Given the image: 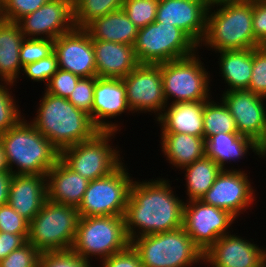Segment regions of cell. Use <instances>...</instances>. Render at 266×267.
Wrapping results in <instances>:
<instances>
[{
  "label": "cell",
  "mask_w": 266,
  "mask_h": 267,
  "mask_svg": "<svg viewBox=\"0 0 266 267\" xmlns=\"http://www.w3.org/2000/svg\"><path fill=\"white\" fill-rule=\"evenodd\" d=\"M202 46L215 52L260 47L253 33V2L212 1Z\"/></svg>",
  "instance_id": "7a4b0ae2"
},
{
  "label": "cell",
  "mask_w": 266,
  "mask_h": 267,
  "mask_svg": "<svg viewBox=\"0 0 266 267\" xmlns=\"http://www.w3.org/2000/svg\"><path fill=\"white\" fill-rule=\"evenodd\" d=\"M253 93L266 98V47L253 49V68L249 88Z\"/></svg>",
  "instance_id": "f35d334b"
},
{
  "label": "cell",
  "mask_w": 266,
  "mask_h": 267,
  "mask_svg": "<svg viewBox=\"0 0 266 267\" xmlns=\"http://www.w3.org/2000/svg\"><path fill=\"white\" fill-rule=\"evenodd\" d=\"M134 181L124 214L129 240L139 236L173 231L183 227L184 200L167 179Z\"/></svg>",
  "instance_id": "6da1fadb"
},
{
  "label": "cell",
  "mask_w": 266,
  "mask_h": 267,
  "mask_svg": "<svg viewBox=\"0 0 266 267\" xmlns=\"http://www.w3.org/2000/svg\"><path fill=\"white\" fill-rule=\"evenodd\" d=\"M232 114L237 132L256 143L266 128V98L249 90L225 91L220 98Z\"/></svg>",
  "instance_id": "ac0fdd59"
},
{
  "label": "cell",
  "mask_w": 266,
  "mask_h": 267,
  "mask_svg": "<svg viewBox=\"0 0 266 267\" xmlns=\"http://www.w3.org/2000/svg\"><path fill=\"white\" fill-rule=\"evenodd\" d=\"M124 162L107 176L89 181L77 208L80 217L124 216L134 182Z\"/></svg>",
  "instance_id": "8fae6325"
},
{
  "label": "cell",
  "mask_w": 266,
  "mask_h": 267,
  "mask_svg": "<svg viewBox=\"0 0 266 267\" xmlns=\"http://www.w3.org/2000/svg\"><path fill=\"white\" fill-rule=\"evenodd\" d=\"M92 40H103L133 46L139 29L122 9L95 19L85 28Z\"/></svg>",
  "instance_id": "83f0119b"
},
{
  "label": "cell",
  "mask_w": 266,
  "mask_h": 267,
  "mask_svg": "<svg viewBox=\"0 0 266 267\" xmlns=\"http://www.w3.org/2000/svg\"><path fill=\"white\" fill-rule=\"evenodd\" d=\"M248 150L257 155V143L239 133H218L205 140L206 156L221 169H229L228 166L225 167L226 164H232L230 162L236 160L239 162V159L245 158L249 153Z\"/></svg>",
  "instance_id": "484cf974"
},
{
  "label": "cell",
  "mask_w": 266,
  "mask_h": 267,
  "mask_svg": "<svg viewBox=\"0 0 266 267\" xmlns=\"http://www.w3.org/2000/svg\"><path fill=\"white\" fill-rule=\"evenodd\" d=\"M81 78L71 72L58 69L45 85L46 93L68 99Z\"/></svg>",
  "instance_id": "b9f144b4"
},
{
  "label": "cell",
  "mask_w": 266,
  "mask_h": 267,
  "mask_svg": "<svg viewBox=\"0 0 266 267\" xmlns=\"http://www.w3.org/2000/svg\"><path fill=\"white\" fill-rule=\"evenodd\" d=\"M261 247L230 233L203 253V263L209 267H261L266 262V248Z\"/></svg>",
  "instance_id": "e0dca14e"
},
{
  "label": "cell",
  "mask_w": 266,
  "mask_h": 267,
  "mask_svg": "<svg viewBox=\"0 0 266 267\" xmlns=\"http://www.w3.org/2000/svg\"><path fill=\"white\" fill-rule=\"evenodd\" d=\"M4 171H10L7 160H6V154L4 151V147L2 143L0 142V172Z\"/></svg>",
  "instance_id": "681fc988"
},
{
  "label": "cell",
  "mask_w": 266,
  "mask_h": 267,
  "mask_svg": "<svg viewBox=\"0 0 266 267\" xmlns=\"http://www.w3.org/2000/svg\"><path fill=\"white\" fill-rule=\"evenodd\" d=\"M97 77L123 79L139 64L133 46L92 40Z\"/></svg>",
  "instance_id": "7402d4cb"
},
{
  "label": "cell",
  "mask_w": 266,
  "mask_h": 267,
  "mask_svg": "<svg viewBox=\"0 0 266 267\" xmlns=\"http://www.w3.org/2000/svg\"><path fill=\"white\" fill-rule=\"evenodd\" d=\"M236 219L227 210L201 200L186 201L183 206V228L203 253L220 237L231 233L229 228Z\"/></svg>",
  "instance_id": "7c38bea8"
},
{
  "label": "cell",
  "mask_w": 266,
  "mask_h": 267,
  "mask_svg": "<svg viewBox=\"0 0 266 267\" xmlns=\"http://www.w3.org/2000/svg\"><path fill=\"white\" fill-rule=\"evenodd\" d=\"M38 267H93L72 248L40 253Z\"/></svg>",
  "instance_id": "e575fe53"
},
{
  "label": "cell",
  "mask_w": 266,
  "mask_h": 267,
  "mask_svg": "<svg viewBox=\"0 0 266 267\" xmlns=\"http://www.w3.org/2000/svg\"><path fill=\"white\" fill-rule=\"evenodd\" d=\"M249 176L243 169H222L211 188L200 199L203 203L230 212L238 218L256 201ZM255 198V199H254Z\"/></svg>",
  "instance_id": "5bb4252c"
},
{
  "label": "cell",
  "mask_w": 266,
  "mask_h": 267,
  "mask_svg": "<svg viewBox=\"0 0 266 267\" xmlns=\"http://www.w3.org/2000/svg\"><path fill=\"white\" fill-rule=\"evenodd\" d=\"M14 85L16 84L12 82H3L0 85V135L15 126L24 117L18 109L19 105L16 104L18 101L15 96H12L11 86Z\"/></svg>",
  "instance_id": "d6a6232c"
},
{
  "label": "cell",
  "mask_w": 266,
  "mask_h": 267,
  "mask_svg": "<svg viewBox=\"0 0 266 267\" xmlns=\"http://www.w3.org/2000/svg\"><path fill=\"white\" fill-rule=\"evenodd\" d=\"M12 177L13 174L10 171L0 172V206L8 203Z\"/></svg>",
  "instance_id": "7dc6e473"
},
{
  "label": "cell",
  "mask_w": 266,
  "mask_h": 267,
  "mask_svg": "<svg viewBox=\"0 0 266 267\" xmlns=\"http://www.w3.org/2000/svg\"><path fill=\"white\" fill-rule=\"evenodd\" d=\"M29 234L0 232V260L27 242Z\"/></svg>",
  "instance_id": "bcb514c9"
},
{
  "label": "cell",
  "mask_w": 266,
  "mask_h": 267,
  "mask_svg": "<svg viewBox=\"0 0 266 267\" xmlns=\"http://www.w3.org/2000/svg\"><path fill=\"white\" fill-rule=\"evenodd\" d=\"M209 0H159L156 20L184 31L197 45L206 33Z\"/></svg>",
  "instance_id": "d6986e66"
},
{
  "label": "cell",
  "mask_w": 266,
  "mask_h": 267,
  "mask_svg": "<svg viewBox=\"0 0 266 267\" xmlns=\"http://www.w3.org/2000/svg\"><path fill=\"white\" fill-rule=\"evenodd\" d=\"M42 96L36 109L37 114L29 122L59 152L90 139L99 131L92 123L90 116L76 108L67 99L45 91Z\"/></svg>",
  "instance_id": "3957f363"
},
{
  "label": "cell",
  "mask_w": 266,
  "mask_h": 267,
  "mask_svg": "<svg viewBox=\"0 0 266 267\" xmlns=\"http://www.w3.org/2000/svg\"><path fill=\"white\" fill-rule=\"evenodd\" d=\"M133 48L140 64H161L198 51V45L184 31L159 21L139 29Z\"/></svg>",
  "instance_id": "ba28073f"
},
{
  "label": "cell",
  "mask_w": 266,
  "mask_h": 267,
  "mask_svg": "<svg viewBox=\"0 0 266 267\" xmlns=\"http://www.w3.org/2000/svg\"><path fill=\"white\" fill-rule=\"evenodd\" d=\"M181 170L185 172L186 195L187 200H200L202 196L211 188L216 177L222 169L206 155L183 167Z\"/></svg>",
  "instance_id": "f546056e"
},
{
  "label": "cell",
  "mask_w": 266,
  "mask_h": 267,
  "mask_svg": "<svg viewBox=\"0 0 266 267\" xmlns=\"http://www.w3.org/2000/svg\"><path fill=\"white\" fill-rule=\"evenodd\" d=\"M47 199L78 208L89 180L70 169L60 158L47 173Z\"/></svg>",
  "instance_id": "603a6c76"
},
{
  "label": "cell",
  "mask_w": 266,
  "mask_h": 267,
  "mask_svg": "<svg viewBox=\"0 0 266 267\" xmlns=\"http://www.w3.org/2000/svg\"><path fill=\"white\" fill-rule=\"evenodd\" d=\"M48 1L50 0H0V18L17 23Z\"/></svg>",
  "instance_id": "d590c367"
},
{
  "label": "cell",
  "mask_w": 266,
  "mask_h": 267,
  "mask_svg": "<svg viewBox=\"0 0 266 267\" xmlns=\"http://www.w3.org/2000/svg\"><path fill=\"white\" fill-rule=\"evenodd\" d=\"M131 112L127 104L123 79L97 77L94 86L92 123L101 131H120V124L107 119Z\"/></svg>",
  "instance_id": "ffe728a7"
},
{
  "label": "cell",
  "mask_w": 266,
  "mask_h": 267,
  "mask_svg": "<svg viewBox=\"0 0 266 267\" xmlns=\"http://www.w3.org/2000/svg\"><path fill=\"white\" fill-rule=\"evenodd\" d=\"M96 79L97 77L81 78L78 81L76 88L67 99L76 108L89 115L91 121Z\"/></svg>",
  "instance_id": "74e56055"
},
{
  "label": "cell",
  "mask_w": 266,
  "mask_h": 267,
  "mask_svg": "<svg viewBox=\"0 0 266 267\" xmlns=\"http://www.w3.org/2000/svg\"><path fill=\"white\" fill-rule=\"evenodd\" d=\"M257 155L261 159L266 158V128H265L263 136L257 142Z\"/></svg>",
  "instance_id": "c3c4849f"
},
{
  "label": "cell",
  "mask_w": 266,
  "mask_h": 267,
  "mask_svg": "<svg viewBox=\"0 0 266 267\" xmlns=\"http://www.w3.org/2000/svg\"><path fill=\"white\" fill-rule=\"evenodd\" d=\"M207 101L170 103L155 120L161 133H184L203 138V112Z\"/></svg>",
  "instance_id": "cb8c5ba5"
},
{
  "label": "cell",
  "mask_w": 266,
  "mask_h": 267,
  "mask_svg": "<svg viewBox=\"0 0 266 267\" xmlns=\"http://www.w3.org/2000/svg\"><path fill=\"white\" fill-rule=\"evenodd\" d=\"M99 264L101 267H143L138 253L131 245L125 250L103 259Z\"/></svg>",
  "instance_id": "ee69618b"
},
{
  "label": "cell",
  "mask_w": 266,
  "mask_h": 267,
  "mask_svg": "<svg viewBox=\"0 0 266 267\" xmlns=\"http://www.w3.org/2000/svg\"><path fill=\"white\" fill-rule=\"evenodd\" d=\"M124 0H73L74 24L86 28L95 19L122 9Z\"/></svg>",
  "instance_id": "1f68e13d"
},
{
  "label": "cell",
  "mask_w": 266,
  "mask_h": 267,
  "mask_svg": "<svg viewBox=\"0 0 266 267\" xmlns=\"http://www.w3.org/2000/svg\"><path fill=\"white\" fill-rule=\"evenodd\" d=\"M204 133L206 140L218 133H238L235 120L227 106L220 99V103L209 99L204 105L203 112Z\"/></svg>",
  "instance_id": "4dcf8cb0"
},
{
  "label": "cell",
  "mask_w": 266,
  "mask_h": 267,
  "mask_svg": "<svg viewBox=\"0 0 266 267\" xmlns=\"http://www.w3.org/2000/svg\"><path fill=\"white\" fill-rule=\"evenodd\" d=\"M79 219L76 207L53 203L47 199L29 223L27 241L41 253L71 249Z\"/></svg>",
  "instance_id": "52a82bcc"
},
{
  "label": "cell",
  "mask_w": 266,
  "mask_h": 267,
  "mask_svg": "<svg viewBox=\"0 0 266 267\" xmlns=\"http://www.w3.org/2000/svg\"><path fill=\"white\" fill-rule=\"evenodd\" d=\"M17 23L25 38L55 40L75 28L73 0H50Z\"/></svg>",
  "instance_id": "9a60e30c"
},
{
  "label": "cell",
  "mask_w": 266,
  "mask_h": 267,
  "mask_svg": "<svg viewBox=\"0 0 266 267\" xmlns=\"http://www.w3.org/2000/svg\"><path fill=\"white\" fill-rule=\"evenodd\" d=\"M214 1H221V2H258L262 0H214Z\"/></svg>",
  "instance_id": "f907efd6"
},
{
  "label": "cell",
  "mask_w": 266,
  "mask_h": 267,
  "mask_svg": "<svg viewBox=\"0 0 266 267\" xmlns=\"http://www.w3.org/2000/svg\"><path fill=\"white\" fill-rule=\"evenodd\" d=\"M40 251L28 241L0 260V267H38Z\"/></svg>",
  "instance_id": "60d3db41"
},
{
  "label": "cell",
  "mask_w": 266,
  "mask_h": 267,
  "mask_svg": "<svg viewBox=\"0 0 266 267\" xmlns=\"http://www.w3.org/2000/svg\"><path fill=\"white\" fill-rule=\"evenodd\" d=\"M158 4L159 0H124L122 10L140 29L156 20Z\"/></svg>",
  "instance_id": "836d02e7"
},
{
  "label": "cell",
  "mask_w": 266,
  "mask_h": 267,
  "mask_svg": "<svg viewBox=\"0 0 266 267\" xmlns=\"http://www.w3.org/2000/svg\"><path fill=\"white\" fill-rule=\"evenodd\" d=\"M216 53H220L219 70L222 80L228 86L223 92L247 90L252 75L253 49L223 50Z\"/></svg>",
  "instance_id": "f1b7e54d"
},
{
  "label": "cell",
  "mask_w": 266,
  "mask_h": 267,
  "mask_svg": "<svg viewBox=\"0 0 266 267\" xmlns=\"http://www.w3.org/2000/svg\"><path fill=\"white\" fill-rule=\"evenodd\" d=\"M53 45L52 39L25 38L20 47L21 65L24 67L46 58L53 52Z\"/></svg>",
  "instance_id": "8d00e7d4"
},
{
  "label": "cell",
  "mask_w": 266,
  "mask_h": 267,
  "mask_svg": "<svg viewBox=\"0 0 266 267\" xmlns=\"http://www.w3.org/2000/svg\"><path fill=\"white\" fill-rule=\"evenodd\" d=\"M143 267H193L203 264V252L183 227L162 233L139 236L130 241Z\"/></svg>",
  "instance_id": "5b68a950"
},
{
  "label": "cell",
  "mask_w": 266,
  "mask_h": 267,
  "mask_svg": "<svg viewBox=\"0 0 266 267\" xmlns=\"http://www.w3.org/2000/svg\"><path fill=\"white\" fill-rule=\"evenodd\" d=\"M0 232L29 234V222L8 203L0 206Z\"/></svg>",
  "instance_id": "7bdbcfd3"
},
{
  "label": "cell",
  "mask_w": 266,
  "mask_h": 267,
  "mask_svg": "<svg viewBox=\"0 0 266 267\" xmlns=\"http://www.w3.org/2000/svg\"><path fill=\"white\" fill-rule=\"evenodd\" d=\"M58 61L54 52H52L46 58L38 60L34 63L27 64L23 67V73L33 80V82H44L48 84V81L58 70Z\"/></svg>",
  "instance_id": "ab89813d"
},
{
  "label": "cell",
  "mask_w": 266,
  "mask_h": 267,
  "mask_svg": "<svg viewBox=\"0 0 266 267\" xmlns=\"http://www.w3.org/2000/svg\"><path fill=\"white\" fill-rule=\"evenodd\" d=\"M0 142L12 174L47 175L60 158V152L25 117L1 134Z\"/></svg>",
  "instance_id": "277c9868"
},
{
  "label": "cell",
  "mask_w": 266,
  "mask_h": 267,
  "mask_svg": "<svg viewBox=\"0 0 266 267\" xmlns=\"http://www.w3.org/2000/svg\"><path fill=\"white\" fill-rule=\"evenodd\" d=\"M129 245L124 216H88L79 219L72 249L92 263L91 257L101 262Z\"/></svg>",
  "instance_id": "8992f818"
},
{
  "label": "cell",
  "mask_w": 266,
  "mask_h": 267,
  "mask_svg": "<svg viewBox=\"0 0 266 267\" xmlns=\"http://www.w3.org/2000/svg\"><path fill=\"white\" fill-rule=\"evenodd\" d=\"M163 155L168 163L178 168L192 164L206 155L205 139L184 133H161Z\"/></svg>",
  "instance_id": "4316f807"
},
{
  "label": "cell",
  "mask_w": 266,
  "mask_h": 267,
  "mask_svg": "<svg viewBox=\"0 0 266 267\" xmlns=\"http://www.w3.org/2000/svg\"><path fill=\"white\" fill-rule=\"evenodd\" d=\"M197 54L199 51L191 56L160 64L167 105L170 99L171 103H180L208 101L212 97L210 73Z\"/></svg>",
  "instance_id": "9c48e42d"
},
{
  "label": "cell",
  "mask_w": 266,
  "mask_h": 267,
  "mask_svg": "<svg viewBox=\"0 0 266 267\" xmlns=\"http://www.w3.org/2000/svg\"><path fill=\"white\" fill-rule=\"evenodd\" d=\"M24 39L18 23L0 18V80L2 82L18 83L19 75L23 71L20 47Z\"/></svg>",
  "instance_id": "d4e9b609"
},
{
  "label": "cell",
  "mask_w": 266,
  "mask_h": 267,
  "mask_svg": "<svg viewBox=\"0 0 266 267\" xmlns=\"http://www.w3.org/2000/svg\"><path fill=\"white\" fill-rule=\"evenodd\" d=\"M126 99L133 113H154L157 120L164 111L165 100L160 64H138L123 78ZM140 111V112H139Z\"/></svg>",
  "instance_id": "4fadbf2b"
},
{
  "label": "cell",
  "mask_w": 266,
  "mask_h": 267,
  "mask_svg": "<svg viewBox=\"0 0 266 267\" xmlns=\"http://www.w3.org/2000/svg\"><path fill=\"white\" fill-rule=\"evenodd\" d=\"M253 33L261 46L266 44V0L253 2Z\"/></svg>",
  "instance_id": "f6af8a7d"
},
{
  "label": "cell",
  "mask_w": 266,
  "mask_h": 267,
  "mask_svg": "<svg viewBox=\"0 0 266 267\" xmlns=\"http://www.w3.org/2000/svg\"><path fill=\"white\" fill-rule=\"evenodd\" d=\"M47 200V176L13 174L8 204L29 223Z\"/></svg>",
  "instance_id": "44dd1931"
},
{
  "label": "cell",
  "mask_w": 266,
  "mask_h": 267,
  "mask_svg": "<svg viewBox=\"0 0 266 267\" xmlns=\"http://www.w3.org/2000/svg\"><path fill=\"white\" fill-rule=\"evenodd\" d=\"M58 68L80 78L97 77L92 38L85 28L75 27L54 40Z\"/></svg>",
  "instance_id": "2e32d148"
},
{
  "label": "cell",
  "mask_w": 266,
  "mask_h": 267,
  "mask_svg": "<svg viewBox=\"0 0 266 267\" xmlns=\"http://www.w3.org/2000/svg\"><path fill=\"white\" fill-rule=\"evenodd\" d=\"M116 133L99 130L90 139L62 150L60 159L89 181L107 176L123 163L118 147L109 143Z\"/></svg>",
  "instance_id": "30bf717a"
}]
</instances>
